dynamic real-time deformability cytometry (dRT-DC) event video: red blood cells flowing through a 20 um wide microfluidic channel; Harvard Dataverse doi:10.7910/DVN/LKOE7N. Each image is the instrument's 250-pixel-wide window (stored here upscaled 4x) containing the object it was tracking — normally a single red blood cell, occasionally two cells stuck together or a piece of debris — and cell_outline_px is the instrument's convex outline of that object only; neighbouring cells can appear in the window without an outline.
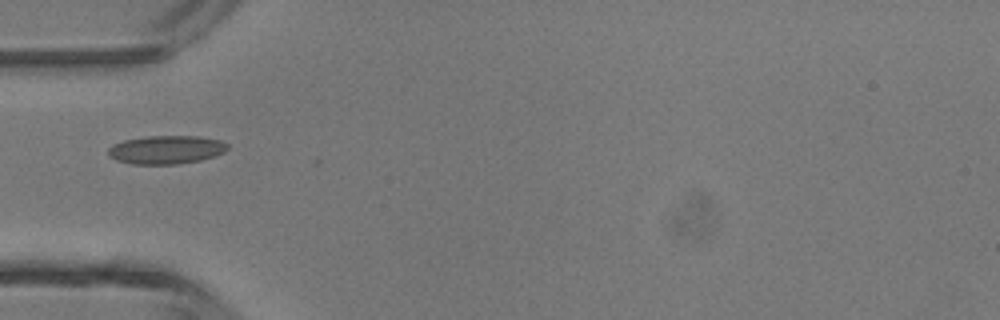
{"species": "common noctule bat (a hibernating species)", "species_latin": "Nyctalus noctula", "temperature_condition": "room temperature", "stored_images_in_passage": 5, "camera_frame_rate_fps": 3000, "um_per_image_px": 0.085, "animal": {"sex": "male", "body_mass_g": 13.3}, "frame": {"image": 1, "passage_image": 5, "time_ms": 1.333, "image_size_px": [1000, 320], "cell_outline_px": [[228, 148], [224, 152], [216, 156], [200, 160], [176, 164], [132, 164], [116, 160], [108, 156], [108, 148], [112, 144], [124, 140], [148, 136], [200, 136], [220, 140], [228, 144]], "centroid_in_image_um": [14.12, 12.72], "position_along_channel_um": 70.9, "area_um2": 19.88}}